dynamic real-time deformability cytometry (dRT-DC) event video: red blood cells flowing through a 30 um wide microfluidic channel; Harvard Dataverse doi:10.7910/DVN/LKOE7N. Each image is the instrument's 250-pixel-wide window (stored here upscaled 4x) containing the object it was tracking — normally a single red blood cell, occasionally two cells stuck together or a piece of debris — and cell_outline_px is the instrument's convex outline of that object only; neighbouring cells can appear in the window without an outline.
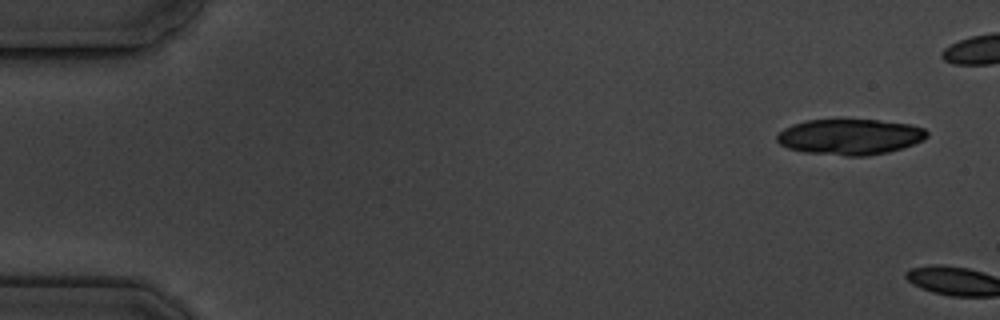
{"species": "common noctule bat (a hibernating species)", "species_latin": "Nyctalus noctula", "temperature_condition": "cold", "stored_images_in_passage": 2, "camera_frame_rate_fps": 3000, "um_per_image_px": 0.085, "animal": {"sex": "male", "body_mass_g": 19.5, "forearm_length_mm": 54.6}, "frame": {"image": 1, "passage_image": 1, "time_ms": 0.0, "image_size_px": [1000, 320], "cell_outline_px": [[928, 136], [924, 140], [888, 152], [868, 156], [844, 156], [804, 152], [788, 148], [780, 144], [776, 140], [776, 136], [784, 128], [792, 124], [804, 120], [876, 120], [912, 124], [924, 128], [928, 132]], "centroid_in_image_um": [72.24, 11.63], "position_along_channel_um": 12.8, "area_um2": 31.33}}